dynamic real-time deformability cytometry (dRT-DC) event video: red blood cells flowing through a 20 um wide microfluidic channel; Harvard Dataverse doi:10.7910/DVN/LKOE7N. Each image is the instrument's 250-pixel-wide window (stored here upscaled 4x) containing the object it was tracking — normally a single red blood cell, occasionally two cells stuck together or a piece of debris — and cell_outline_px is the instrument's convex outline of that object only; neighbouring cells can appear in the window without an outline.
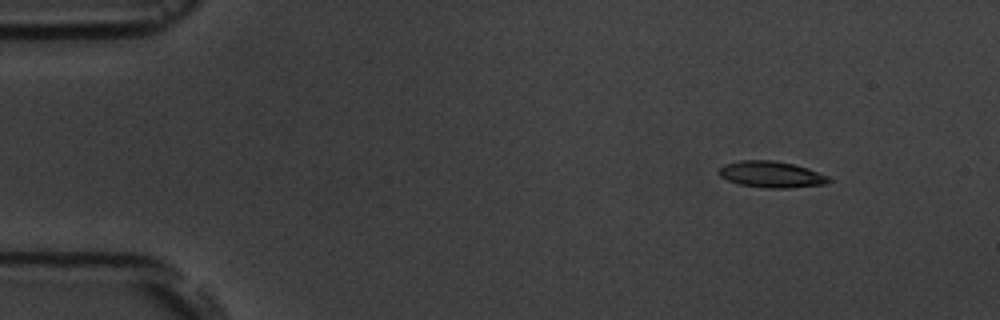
{"species": "common noctule bat (a hibernating species)", "species_latin": "Nyctalus noctula", "temperature_condition": "room temperature", "stored_images_in_passage": 10, "camera_frame_rate_fps": 3000, "um_per_image_px": 0.085, "animal": {"sex": "male", "body_mass_g": 19.5, "forearm_length_mm": 54.6}, "frame": {"image": 1, "passage_image": 2, "time_ms": 2.0, "image_size_px": [1000, 320], "cell_outline_px": [[832, 180], [824, 184], [792, 188], [768, 188], [740, 184], [728, 180], [720, 176], [716, 172], [724, 164], [740, 160], [772, 160], [792, 164], [808, 168], [828, 176]], "centroid_in_image_um": [65.55, 14.82], "position_along_channel_um": 19.5, "area_um2": 16.82}}
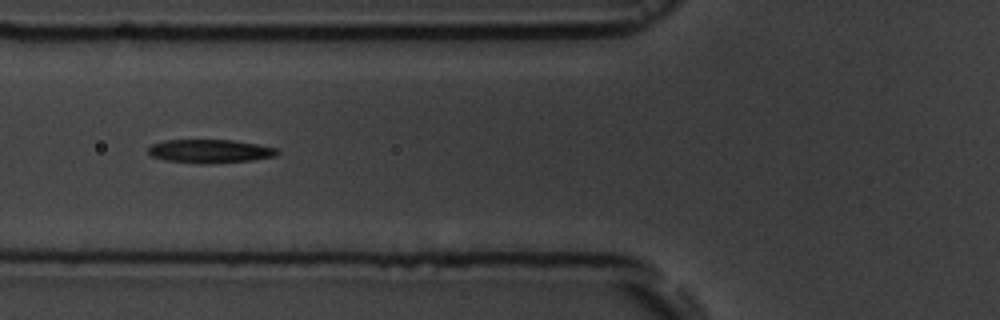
{"frame": {"image": 2, "passage_image": 6, "time_ms": 7.0, "image_size_px": [1000, 320], "cell_outline_px": [[280, 152], [276, 156], [252, 160], [208, 164], [200, 164], [164, 160], [152, 156], [148, 152], [148, 148], [152, 144], [164, 140], [232, 140], [256, 144], [276, 148]], "centroid_in_image_um": [17.83, 12.86], "position_along_channel_um": 108.0, "area_um2": 17.74}}
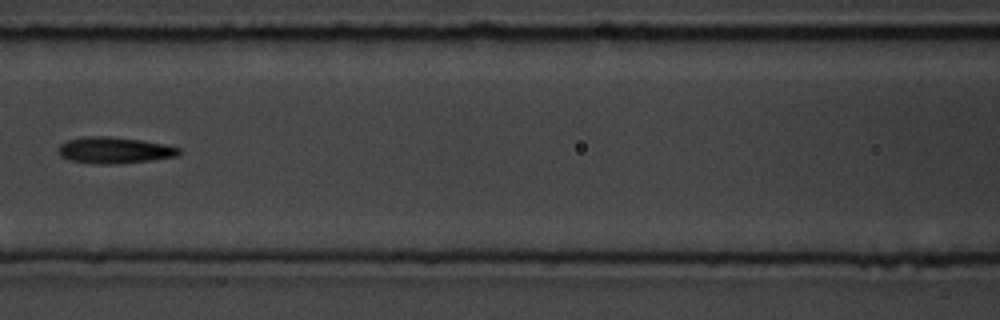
{"frame": {"image": 3, "passage_image": 7, "time_ms": 8.333, "image_size_px": [1000, 320], "cell_outline_px": [[180, 152], [176, 156], [152, 160], [116, 164], [96, 164], [68, 160], [60, 156], [60, 144], [68, 140], [84, 136], [108, 136], [140, 140], [164, 144], [180, 148]], "centroid_in_image_um": [9.71, 12.77], "position_along_channel_um": 156.9, "area_um2": 18.44}}